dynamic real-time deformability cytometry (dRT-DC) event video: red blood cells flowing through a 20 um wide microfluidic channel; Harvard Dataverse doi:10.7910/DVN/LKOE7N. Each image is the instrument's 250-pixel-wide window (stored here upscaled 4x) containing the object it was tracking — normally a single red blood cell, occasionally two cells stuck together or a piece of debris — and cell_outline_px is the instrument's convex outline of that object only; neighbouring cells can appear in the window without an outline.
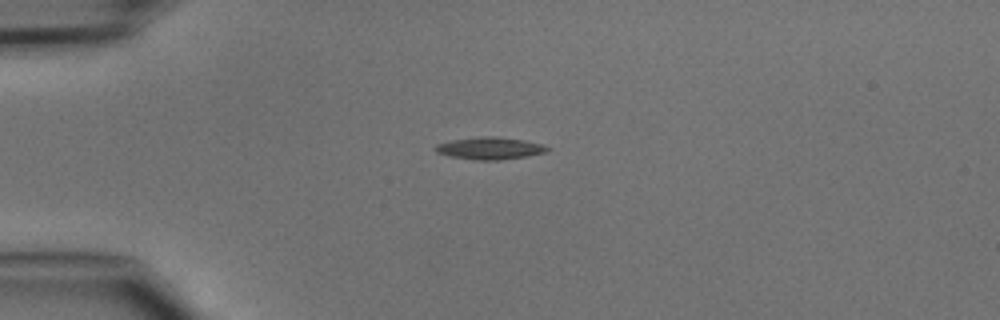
{"species": "common noctule bat (a hibernating species)", "species_latin": "Nyctalus noctula", "temperature_condition": "cold", "stored_images_in_passage": 31, "camera_frame_rate_fps": 3000, "um_per_image_px": 0.085, "animal": {"sex": "male", "body_mass_g": 15.6}, "frame": {"image": 1, "passage_image": 1, "time_ms": 0.0, "image_size_px": [1000, 320], "cell_outline_px": [[552, 148], [548, 152], [528, 156], [500, 160], [476, 160], [448, 156], [436, 152], [432, 148], [436, 144], [452, 140], [480, 136], [496, 136], [524, 140], [544, 144]], "centroid_in_image_um": [41.66, 12.6], "position_along_channel_um": 43.3, "area_um2": 14.8}}
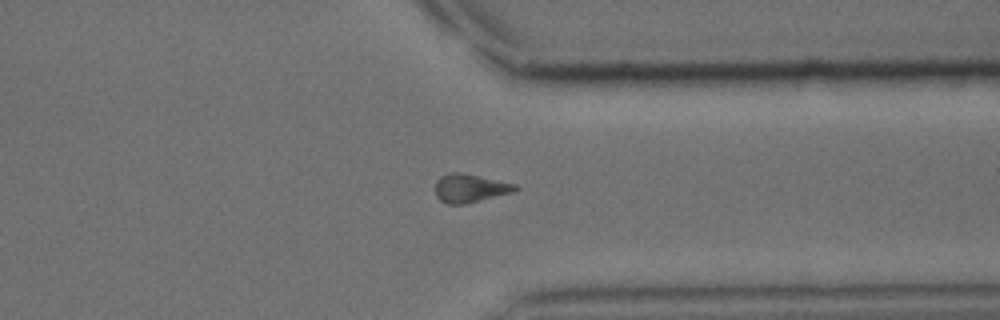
{"frame": {"image": 2, "passage_image": 26, "time_ms": 8.333, "image_size_px": [1000, 320], "cell_outline_px": [[520, 188], [512, 192], [464, 204], [448, 204], [440, 200], [436, 196], [436, 180], [440, 176], [448, 172], [460, 172], [516, 184]], "centroid_in_image_um": [39.92, 15.98], "position_along_channel_um": 371.5, "area_um2": 13.12}}
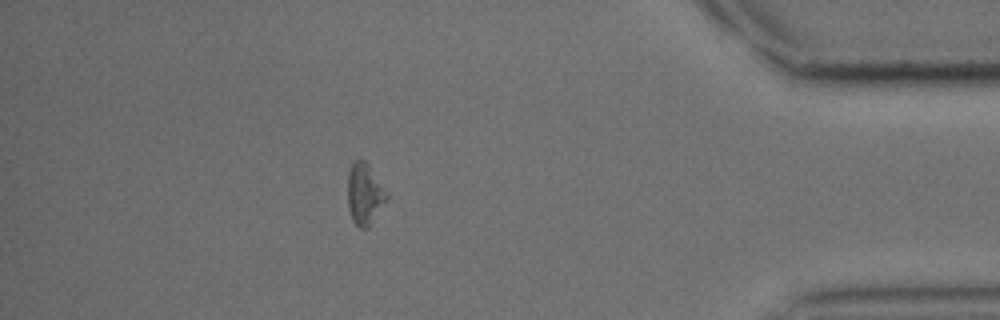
{"frame": {"image": 3, "passage_image": 31, "time_ms": 10.0, "image_size_px": [1000, 320], "cell_outline_px": [[388, 200], [368, 228], [360, 228], [352, 220], [348, 208], [348, 172], [352, 164], [356, 160], [364, 160], [368, 164], [388, 196]], "centroid_in_image_um": [30.98, 16.53], "position_along_channel_um": 404.2, "area_um2": 13.76}}